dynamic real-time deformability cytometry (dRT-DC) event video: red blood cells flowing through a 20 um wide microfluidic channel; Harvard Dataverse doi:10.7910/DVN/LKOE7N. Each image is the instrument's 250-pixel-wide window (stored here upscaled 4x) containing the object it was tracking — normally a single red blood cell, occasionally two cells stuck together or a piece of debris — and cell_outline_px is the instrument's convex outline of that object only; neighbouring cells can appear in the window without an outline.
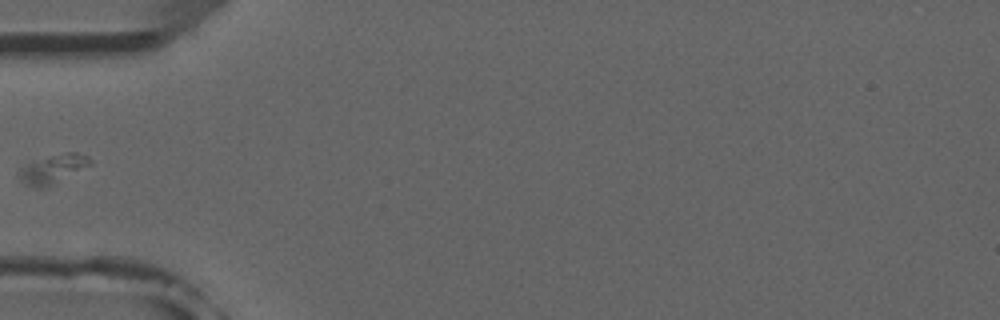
{"species": "common noctule bat (a hibernating species)", "species_latin": "Nyctalus noctula", "temperature_condition": "room temperature", "stored_images_in_passage": 3, "camera_frame_rate_fps": 3000, "um_per_image_px": 0.085, "animal": {"sex": "male", "forearm_length_mm": 52.5}, "frame": {"image": 1, "passage_image": 2, "time_ms": 1.333, "image_size_px": [1000, 320], "cell_outline_px": [[92, 164], [44, 188], [36, 188], [20, 180], [16, 172], [20, 168], [28, 164], [52, 156], [68, 152], [76, 152], [88, 156], [92, 160]], "centroid_in_image_um": [4.5, 14.37], "position_along_channel_um": 80.5, "area_um2": 11.5}}